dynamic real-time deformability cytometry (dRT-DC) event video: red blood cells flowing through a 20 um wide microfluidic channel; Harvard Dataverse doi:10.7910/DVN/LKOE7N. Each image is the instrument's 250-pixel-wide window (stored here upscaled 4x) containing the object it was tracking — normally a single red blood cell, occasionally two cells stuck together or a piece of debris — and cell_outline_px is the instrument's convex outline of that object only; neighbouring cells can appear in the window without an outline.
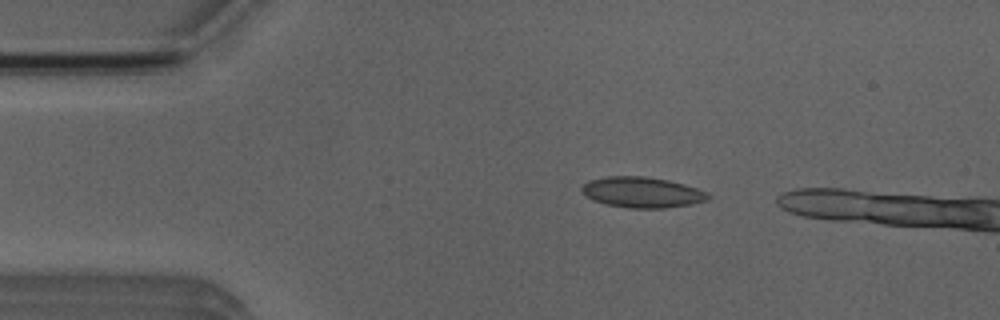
{"species": "Egyptian fruit bat (a non-hibernating species)", "species_latin": "Rousettus aegyptiacus", "temperature_condition": "room temperature", "stored_images_in_passage": 3, "camera_frame_rate_fps": 3000, "um_per_image_px": 0.085, "animal": {"sex": "male"}, "frame": {"image": 1, "passage_image": 2, "time_ms": 1.0, "image_size_px": [1000, 320], "cell_outline_px": [[712, 196], [708, 200], [688, 204], [664, 208], [628, 208], [604, 204], [592, 200], [580, 188], [588, 180], [604, 176], [644, 176], [668, 180], [684, 184], [708, 192]], "centroid_in_image_um": [54.57, 16.34], "position_along_channel_um": 30.4, "area_um2": 22.6}}